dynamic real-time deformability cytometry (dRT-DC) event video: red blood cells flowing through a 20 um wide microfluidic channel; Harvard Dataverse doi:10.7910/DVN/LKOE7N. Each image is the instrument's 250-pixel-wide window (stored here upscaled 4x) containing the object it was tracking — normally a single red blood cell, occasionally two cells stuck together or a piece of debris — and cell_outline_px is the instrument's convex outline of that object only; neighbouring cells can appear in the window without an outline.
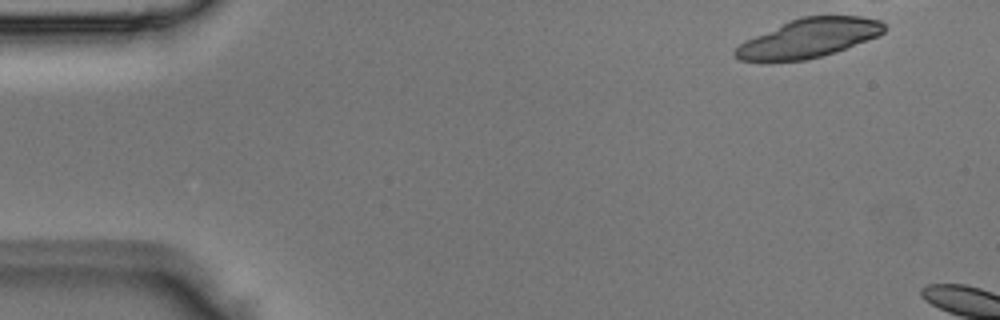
{"species": "Egyptian fruit bat (a non-hibernating species)", "species_latin": "Rousettus aegyptiacus", "temperature_condition": "room temperature", "stored_images_in_passage": 2, "camera_frame_rate_fps": 3000, "um_per_image_px": 0.085, "animal": {"sex": "male"}, "frame": {"image": 1, "passage_image": 1, "time_ms": 0.0, "image_size_px": [1000, 320], "cell_outline_px": [[884, 32], [876, 36], [836, 52], [808, 60], [740, 60], [732, 52], [744, 40], [800, 16], [860, 16], [880, 20], [884, 24]], "centroid_in_image_um": [68.75, 3.23], "position_along_channel_um": 16.2, "area_um2": 33.23}}